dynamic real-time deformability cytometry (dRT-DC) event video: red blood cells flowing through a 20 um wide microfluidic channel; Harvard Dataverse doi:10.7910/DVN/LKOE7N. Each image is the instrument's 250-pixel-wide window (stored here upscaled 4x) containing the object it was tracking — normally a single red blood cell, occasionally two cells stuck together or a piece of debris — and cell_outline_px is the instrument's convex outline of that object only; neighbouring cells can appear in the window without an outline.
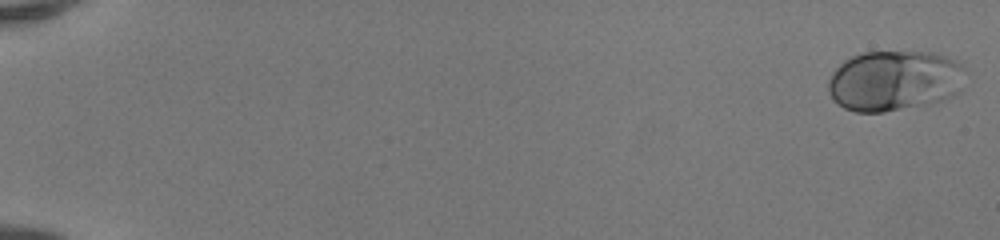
{"species": "human", "species_latin": "Homo sapiens", "temperature_condition": "room temperature", "stored_images_in_passage": 12, "camera_frame_rate_fps": 3000, "um_per_image_px": 0.085, "donor": {"sex": "female"}, "frame": {"image": 1, "passage_image": 1, "time_ms": 0.0, "image_size_px": [1000, 240], "cell_outline_px": [[964, 68], [960, 92], [948, 100], [928, 104], [884, 112], [856, 112], [844, 108], [828, 92], [828, 80], [832, 72], [844, 60], [852, 56], [864, 52], [936, 52], [960, 64]], "centroid_in_image_um": [76.03, 6.86], "position_along_channel_um": 9.0, "area_um2": 48.49}}